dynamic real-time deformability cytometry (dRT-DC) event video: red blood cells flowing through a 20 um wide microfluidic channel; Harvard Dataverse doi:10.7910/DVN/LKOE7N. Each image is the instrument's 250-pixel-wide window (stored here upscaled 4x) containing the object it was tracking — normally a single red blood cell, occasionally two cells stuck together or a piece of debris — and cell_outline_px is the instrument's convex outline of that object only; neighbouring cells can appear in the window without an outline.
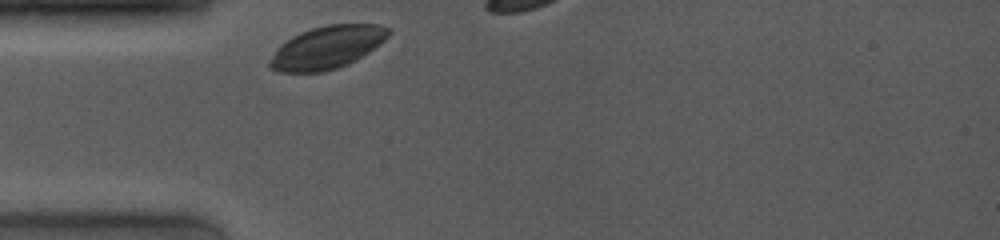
{"species": "common noctule bat (a hibernating species)", "species_latin": "Nyctalus noctula", "temperature_condition": "room temperature", "stored_images_in_passage": 14, "camera_frame_rate_fps": 4000, "um_per_image_px": 0.085, "animal": {"sex": "female", "body_mass_g": 19.0, "forearm_length_mm": 53.3}, "frame": {"image": 1, "passage_image": 1, "time_ms": 0.0, "image_size_px": [1000, 240], "cell_outline_px": [[392, 32], [380, 44], [368, 52], [348, 64], [324, 72], [280, 72], [272, 68], [268, 64], [268, 60], [276, 48], [280, 44], [292, 36], [300, 32], [312, 28], [328, 24], [376, 24], [392, 28]], "centroid_in_image_um": [27.79, 4.02], "position_along_channel_um": 57.2, "area_um2": 29.65}}